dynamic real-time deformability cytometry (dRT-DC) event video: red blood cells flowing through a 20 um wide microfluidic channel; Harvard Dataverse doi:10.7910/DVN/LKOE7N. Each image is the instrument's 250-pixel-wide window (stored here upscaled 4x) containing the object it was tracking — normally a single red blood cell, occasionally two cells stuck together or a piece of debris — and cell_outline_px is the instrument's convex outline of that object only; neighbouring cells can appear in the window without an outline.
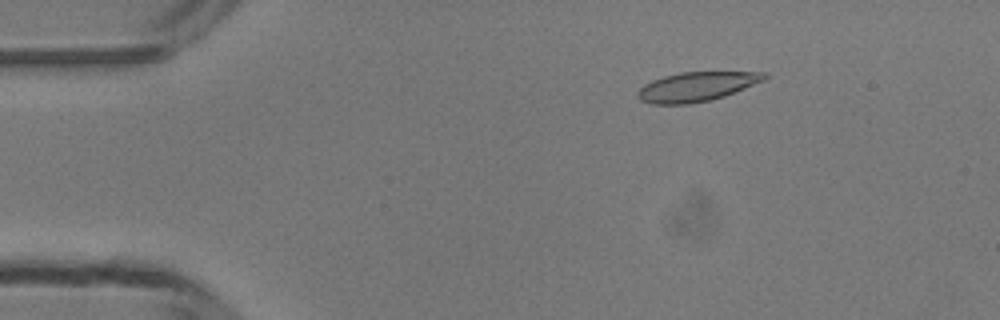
{"species": "common noctule bat (a hibernating species)", "species_latin": "Nyctalus noctula", "temperature_condition": "room temperature", "stored_images_in_passage": 49, "camera_frame_rate_fps": 3000, "um_per_image_px": 0.085, "animal": {"sex": "male", "body_mass_g": 13.3}, "frame": {"image": 1, "passage_image": 8, "time_ms": 2.333, "image_size_px": [1000, 320], "cell_outline_px": [[768, 76], [764, 80], [724, 96], [712, 100], [688, 104], [652, 104], [640, 100], [636, 96], [636, 92], [644, 84], [652, 80], [664, 76], [680, 72], [768, 72]], "centroid_in_image_um": [59.18, 7.37], "position_along_channel_um": 25.8, "area_um2": 21.68}}
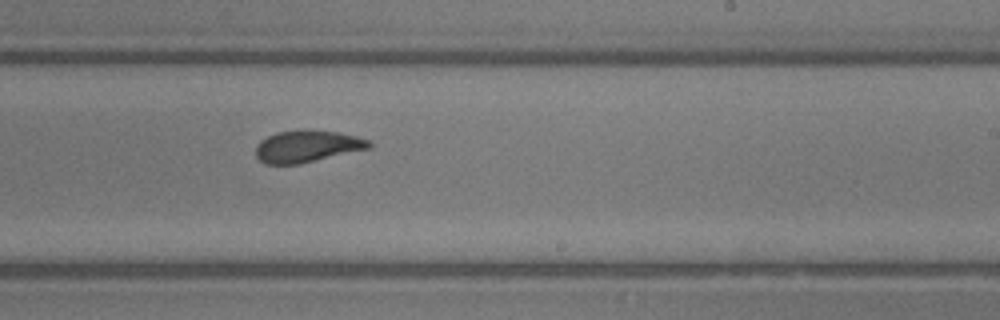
{"frame": {"image": 2, "passage_image": 30, "time_ms": 9.667, "image_size_px": [1000, 320], "cell_outline_px": [[372, 148], [300, 164], [264, 164], [256, 156], [256, 148], [260, 140], [276, 132], [340, 132], [356, 136], [368, 140], [372, 144]], "centroid_in_image_um": [26.13, 12.48], "position_along_channel_um": 262.9, "area_um2": 20.58}}
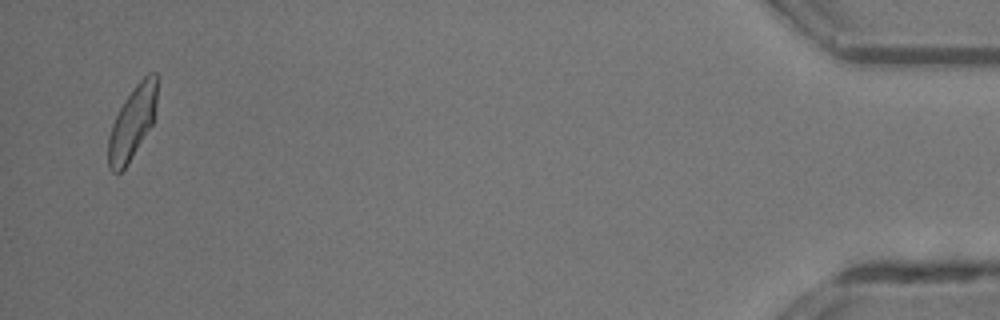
{"frame": {"image": 3, "passage_image": 48, "time_ms": 15.667, "image_size_px": [1000, 320], "cell_outline_px": [[156, 104], [152, 124], [128, 164], [120, 172], [112, 172], [108, 168], [108, 136], [112, 124], [120, 108], [136, 84], [148, 72], [156, 72]], "centroid_in_image_um": [11.23, 10.46], "position_along_channel_um": 424.0, "area_um2": 20.35}, "authors_computed_cell_mechanics": {"area_um2": 21.4438, "velocity_mm_per_s": 4.1739, "shape_relaxation_time_tau1_ms": 3.7301, "shape_relaxation_time_tau2_ms": 1.1124, "deformation_change_tau1": 0.1372, "deformation_change_tau2": 0.0563}}